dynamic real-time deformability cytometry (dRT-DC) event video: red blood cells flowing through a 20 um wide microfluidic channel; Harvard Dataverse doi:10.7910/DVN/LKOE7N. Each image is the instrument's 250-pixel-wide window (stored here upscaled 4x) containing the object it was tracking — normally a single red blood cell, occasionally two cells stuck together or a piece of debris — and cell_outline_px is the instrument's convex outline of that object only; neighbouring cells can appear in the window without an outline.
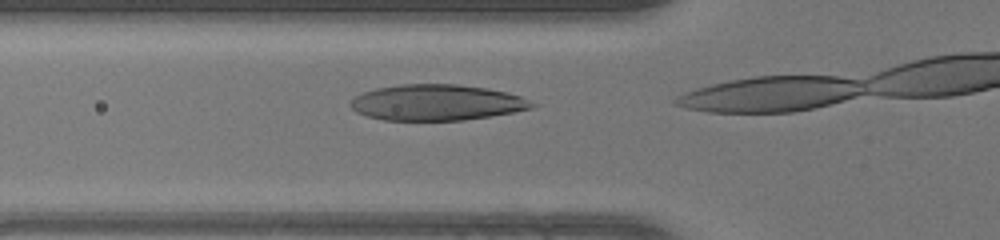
{"species": "human", "species_latin": "Homo sapiens", "temperature_condition": "warm", "stored_images_in_passage": 6, "camera_frame_rate_fps": 3000, "um_per_image_px": 0.085, "donor": {"sex": "female"}, "frame": {"image": 1, "passage_image": 5, "time_ms": 1.333, "image_size_px": [1000, 240], "cell_outline_px": [[540, 104], [532, 108], [512, 112], [464, 120], [384, 120], [368, 116], [356, 112], [348, 104], [360, 92], [376, 88], [400, 84], [456, 84], [484, 88], [504, 92], [520, 96]], "centroid_in_image_um": [37.09, 8.71], "position_along_channel_um": 88.7, "area_um2": 37.86}}